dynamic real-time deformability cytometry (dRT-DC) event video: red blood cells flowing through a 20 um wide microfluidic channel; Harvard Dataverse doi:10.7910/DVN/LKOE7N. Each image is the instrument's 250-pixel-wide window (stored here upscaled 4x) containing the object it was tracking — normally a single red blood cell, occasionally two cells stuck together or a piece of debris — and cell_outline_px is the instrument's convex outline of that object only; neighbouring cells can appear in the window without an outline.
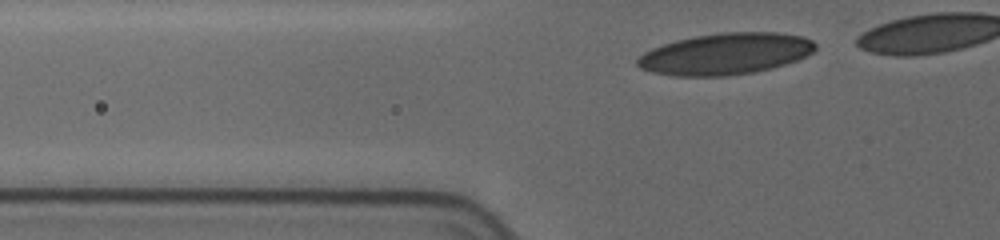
{"species": "human", "species_latin": "Homo sapiens", "temperature_condition": "cold", "stored_images_in_passage": 10, "camera_frame_rate_fps": 3000, "um_per_image_px": 0.085, "donor": {"sex": "female"}, "frame": {"image": 1, "passage_image": 2, "time_ms": 0.333, "image_size_px": [1000, 240], "cell_outline_px": [[816, 48], [812, 52], [796, 60], [772, 68], [752, 72], [724, 76], [676, 76], [652, 72], [640, 68], [636, 64], [636, 60], [644, 52], [652, 48], [676, 40], [692, 36], [720, 32], [780, 32], [804, 36], [812, 40], [816, 44]], "centroid_in_image_um": [61.66, 4.56], "position_along_channel_um": 64.1, "area_um2": 43.06}}
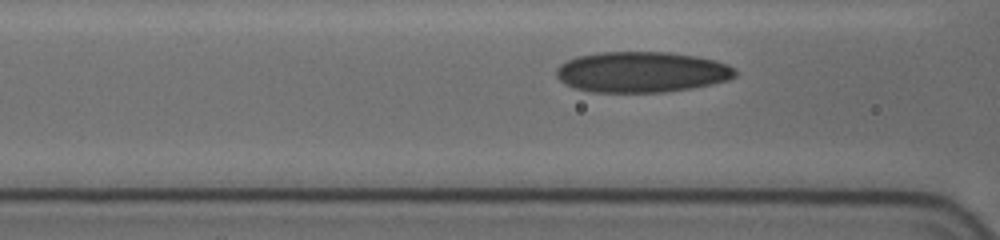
{"frame": {"image": 2, "passage_image": 7, "time_ms": 2.0, "image_size_px": [1000, 240], "cell_outline_px": [[736, 76], [728, 80], [712, 84], [692, 88], [664, 92], [592, 92], [576, 88], [564, 84], [556, 76], [556, 68], [560, 64], [576, 56], [596, 52], [668, 52], [696, 56], [716, 60], [728, 64], [736, 72]], "centroid_in_image_um": [54.52, 6.12], "position_along_channel_um": 112.1, "area_um2": 42.66}}